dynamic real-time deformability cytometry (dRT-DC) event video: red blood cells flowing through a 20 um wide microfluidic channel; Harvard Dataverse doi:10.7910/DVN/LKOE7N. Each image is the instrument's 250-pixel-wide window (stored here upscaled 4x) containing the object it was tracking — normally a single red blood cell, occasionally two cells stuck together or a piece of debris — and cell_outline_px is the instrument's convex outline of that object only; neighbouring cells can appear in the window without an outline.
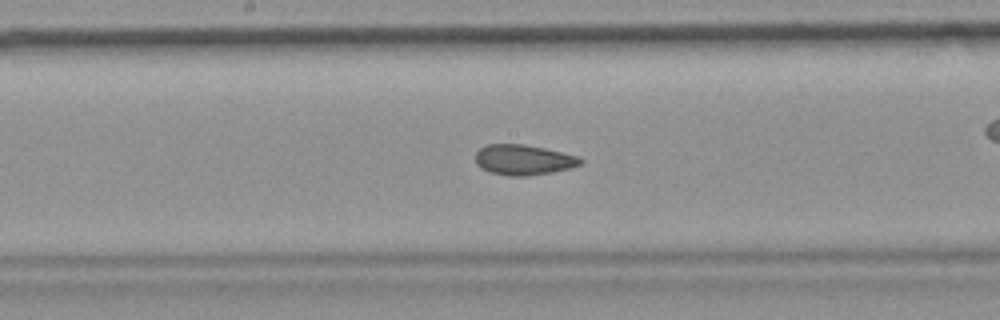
{"species": "common noctule bat (a hibernating species)", "species_latin": "Nyctalus noctula", "temperature_condition": "room temperature", "stored_images_in_passage": 32, "camera_frame_rate_fps": 3000, "um_per_image_px": 0.085, "animal": {"sex": "female", "body_mass_g": 19.9}, "frame": {"image": 1, "passage_image": 14, "time_ms": 4.333, "image_size_px": [1000, 320], "cell_outline_px": [[584, 160], [580, 164], [568, 168], [552, 172], [528, 176], [508, 176], [488, 172], [480, 168], [476, 164], [476, 152], [480, 148], [488, 144], [524, 144], [544, 148], [580, 156]], "centroid_in_image_um": [44.48, 13.59], "position_along_channel_um": 203.7, "area_um2": 18.67}, "authors_computed_cell_mechanics": {"area_um2": 18.6694, "velocity_mm_per_s": 3.8052, "shape_relaxation_time_tau1_ms": null, "shape_relaxation_time_tau2_ms": 2.2354, "deformation_change_tau1": null, "deformation_change_tau2": 0.0826}}